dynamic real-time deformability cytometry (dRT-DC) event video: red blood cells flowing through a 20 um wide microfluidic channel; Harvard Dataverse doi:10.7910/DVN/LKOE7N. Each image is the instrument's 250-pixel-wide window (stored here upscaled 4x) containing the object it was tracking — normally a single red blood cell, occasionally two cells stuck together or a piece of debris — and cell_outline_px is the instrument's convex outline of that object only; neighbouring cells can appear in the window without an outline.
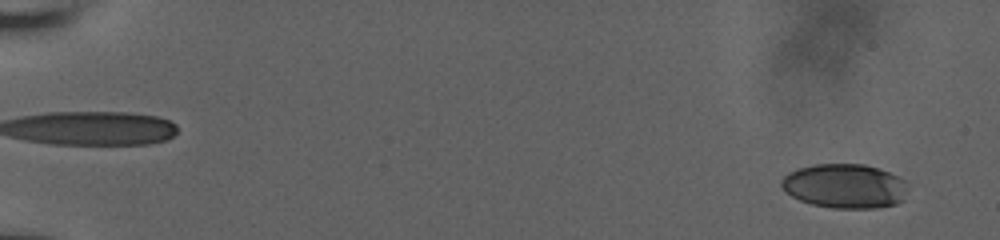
{"species": "human", "species_latin": "Homo sapiens", "temperature_condition": "room temperature", "stored_images_in_passage": 58, "camera_frame_rate_fps": 3000, "um_per_image_px": 0.085, "donor": {"sex": "male"}, "frame": {"image": 1, "passage_image": 4, "time_ms": 1.0, "image_size_px": [1000, 240], "cell_outline_px": [[908, 188], [904, 200], [896, 204], [876, 208], [832, 208], [812, 204], [800, 200], [792, 196], [780, 184], [780, 180], [788, 172], [800, 168], [816, 164], [864, 164], [900, 176], [904, 180]], "centroid_in_image_um": [71.84, 15.82], "position_along_channel_um": 13.2, "area_um2": 32.71}}
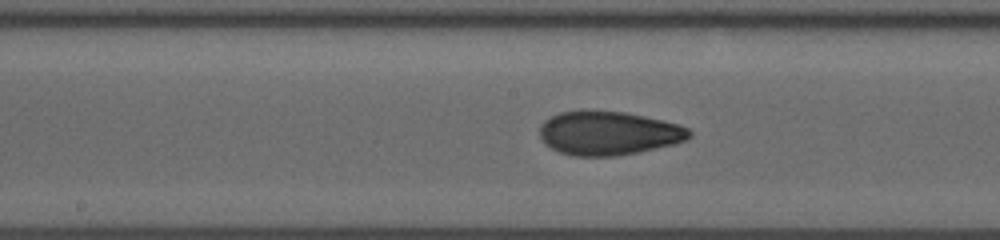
{"frame": {"image": 2, "passage_image": 33, "time_ms": 10.667, "image_size_px": [1000, 240], "cell_outline_px": [[692, 136], [684, 140], [672, 144], [636, 152], [616, 156], [572, 156], [560, 152], [544, 144], [540, 136], [540, 124], [544, 120], [560, 112], [580, 108], [624, 112], [644, 116], [680, 124], [688, 128], [692, 132]], "centroid_in_image_um": [51.67, 11.29], "position_along_channel_um": 196.5, "area_um2": 38.61}}
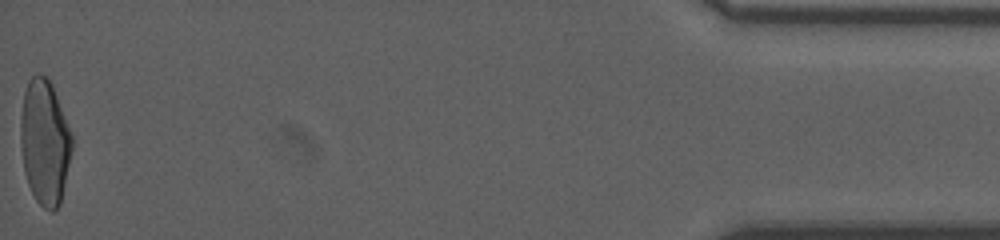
{"frame": {"image": 3, "passage_image": 58, "time_ms": 19.0, "image_size_px": [1000, 240], "cell_outline_px": [[72, 148], [60, 204], [52, 212], [44, 208], [36, 200], [28, 184], [24, 172], [20, 148], [20, 116], [24, 92], [28, 80], [36, 72], [44, 76], [52, 84], [72, 132]], "centroid_in_image_um": [3.79, 12.06], "position_along_channel_um": 431.4, "area_um2": 37.69}, "authors_computed_cell_mechanics": {"area_um2": 36.703, "velocity_mm_per_s": 3.8454, "shape_relaxation_time_tau1_ms": 6.5667, "shape_relaxation_time_tau2_ms": 1.3927, "deformation_change_tau1": 0.1906, "deformation_change_tau2": 0.0682}}